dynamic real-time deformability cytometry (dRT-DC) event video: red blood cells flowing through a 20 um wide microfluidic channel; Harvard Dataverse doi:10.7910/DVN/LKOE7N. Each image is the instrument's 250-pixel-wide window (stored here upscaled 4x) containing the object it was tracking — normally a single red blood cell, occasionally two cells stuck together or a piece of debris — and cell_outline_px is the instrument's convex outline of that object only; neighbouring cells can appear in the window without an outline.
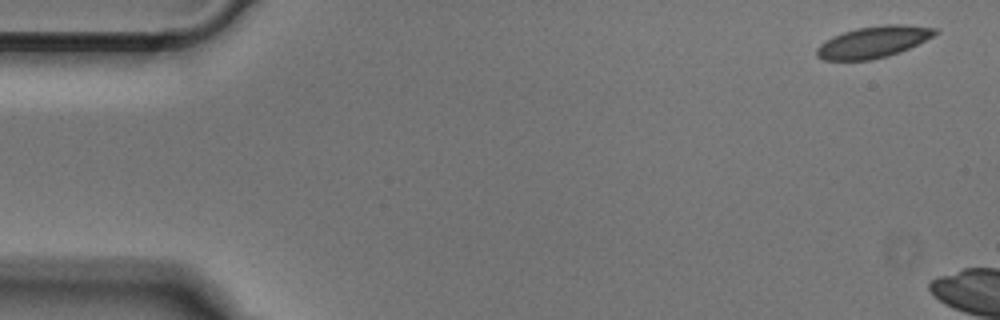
{"species": "Egyptian fruit bat (a non-hibernating species)", "species_latin": "Rousettus aegyptiacus", "temperature_condition": "cold", "stored_images_in_passage": 5, "camera_frame_rate_fps": 3000, "um_per_image_px": 0.085, "animal": {"sex": "male"}, "frame": {"image": 1, "passage_image": 1, "time_ms": 0.0, "image_size_px": [1000, 320], "cell_outline_px": [[940, 32], [900, 52], [888, 56], [872, 60], [824, 60], [816, 56], [816, 48], [820, 44], [832, 36], [856, 28], [884, 24], [904, 24], [940, 28]], "centroid_in_image_um": [74.24, 3.56], "position_along_channel_um": 10.8, "area_um2": 21.85}}